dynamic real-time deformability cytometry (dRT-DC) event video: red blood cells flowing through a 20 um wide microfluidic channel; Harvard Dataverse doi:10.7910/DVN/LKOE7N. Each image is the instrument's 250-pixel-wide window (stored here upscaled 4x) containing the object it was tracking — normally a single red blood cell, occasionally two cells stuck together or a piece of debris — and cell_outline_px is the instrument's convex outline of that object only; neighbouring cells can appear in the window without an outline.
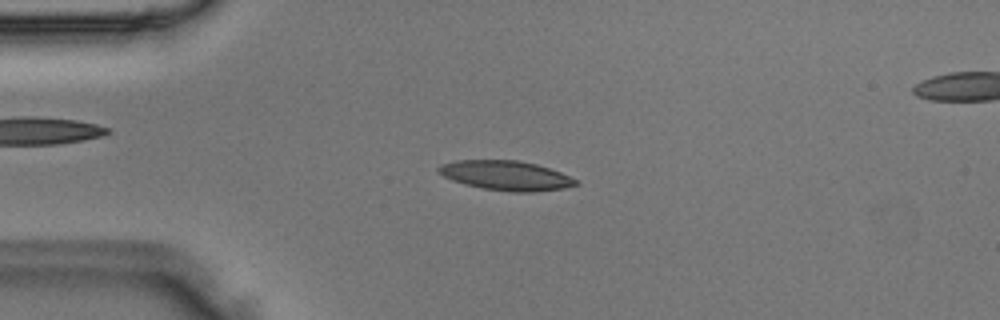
{"species": "Egyptian fruit bat (a non-hibernating species)", "species_latin": "Rousettus aegyptiacus", "temperature_condition": "room temperature", "stored_images_in_passage": 49, "camera_frame_rate_fps": 3000, "um_per_image_px": 0.085, "animal": {"sex": "male"}, "frame": {"image": 1, "passage_image": 11, "time_ms": 3.333, "image_size_px": [1000, 320], "cell_outline_px": [[580, 184], [564, 188], [532, 192], [512, 192], [484, 188], [464, 184], [452, 180], [444, 176], [436, 168], [440, 164], [456, 160], [520, 160], [536, 164], [560, 172], [576, 180]], "centroid_in_image_um": [42.99, 14.91], "position_along_channel_um": 42.0, "area_um2": 23.52}}
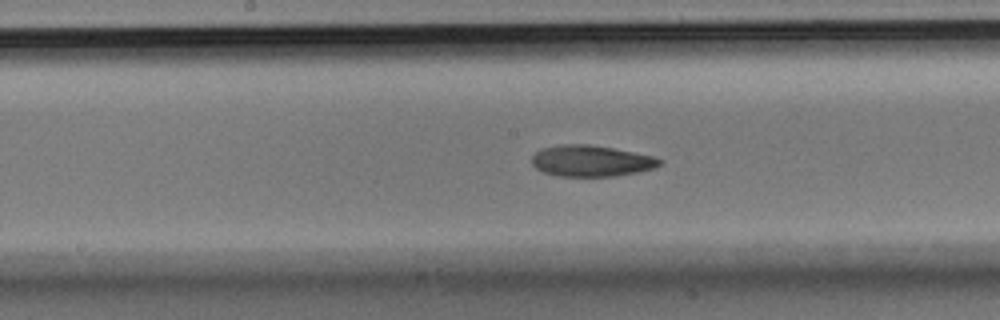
{"frame": {"image": 2, "passage_image": 24, "time_ms": 7.667, "image_size_px": [1000, 320], "cell_outline_px": [[664, 160], [656, 168], [640, 172], [616, 176], [560, 176], [544, 172], [536, 168], [532, 164], [532, 156], [540, 148], [560, 144], [592, 144], [652, 156]], "centroid_in_image_um": [50.25, 13.67], "position_along_channel_um": 197.9, "area_um2": 23.35}}
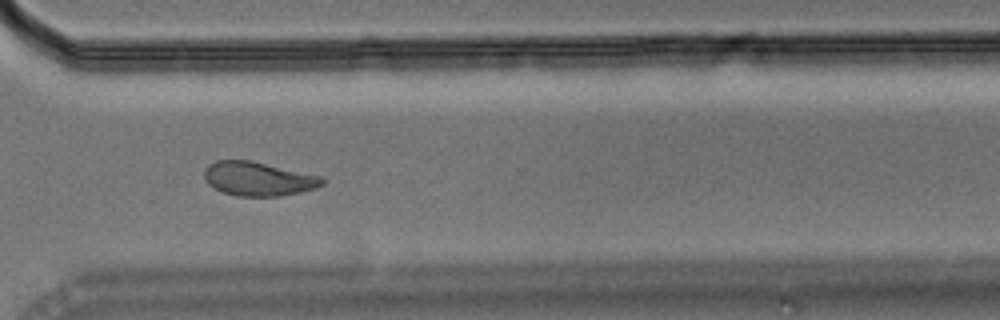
{"frame": {"image": 3, "passage_image": 35, "time_ms": 11.333, "image_size_px": [1000, 320], "cell_outline_px": [[324, 184], [316, 188], [300, 192], [280, 196], [240, 196], [224, 192], [208, 184], [204, 180], [204, 172], [208, 164], [216, 160], [248, 160], [320, 176], [324, 180]], "centroid_in_image_um": [21.93, 15.2], "position_along_channel_um": 348.7, "area_um2": 23.06}}